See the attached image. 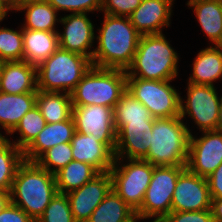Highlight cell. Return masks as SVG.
Here are the masks:
<instances>
[{"label":"cell","instance_id":"1","mask_svg":"<svg viewBox=\"0 0 222 222\" xmlns=\"http://www.w3.org/2000/svg\"><path fill=\"white\" fill-rule=\"evenodd\" d=\"M102 23V28L97 29L98 36H95L98 46L94 49L92 66L126 71L142 35L126 16L104 14Z\"/></svg>","mask_w":222,"mask_h":222},{"label":"cell","instance_id":"2","mask_svg":"<svg viewBox=\"0 0 222 222\" xmlns=\"http://www.w3.org/2000/svg\"><path fill=\"white\" fill-rule=\"evenodd\" d=\"M58 193L55 176L36 162L23 161L17 168L10 191L11 203L35 222Z\"/></svg>","mask_w":222,"mask_h":222},{"label":"cell","instance_id":"3","mask_svg":"<svg viewBox=\"0 0 222 222\" xmlns=\"http://www.w3.org/2000/svg\"><path fill=\"white\" fill-rule=\"evenodd\" d=\"M178 53L165 34L142 35L127 78L144 80H174L178 76Z\"/></svg>","mask_w":222,"mask_h":222},{"label":"cell","instance_id":"4","mask_svg":"<svg viewBox=\"0 0 222 222\" xmlns=\"http://www.w3.org/2000/svg\"><path fill=\"white\" fill-rule=\"evenodd\" d=\"M190 131L180 116L154 118L150 147L144 160L155 166H186Z\"/></svg>","mask_w":222,"mask_h":222},{"label":"cell","instance_id":"5","mask_svg":"<svg viewBox=\"0 0 222 222\" xmlns=\"http://www.w3.org/2000/svg\"><path fill=\"white\" fill-rule=\"evenodd\" d=\"M126 90L125 70L91 66L71 92L72 106L102 105L114 109Z\"/></svg>","mask_w":222,"mask_h":222},{"label":"cell","instance_id":"6","mask_svg":"<svg viewBox=\"0 0 222 222\" xmlns=\"http://www.w3.org/2000/svg\"><path fill=\"white\" fill-rule=\"evenodd\" d=\"M91 66L88 57L58 48L36 67L37 89L71 94Z\"/></svg>","mask_w":222,"mask_h":222},{"label":"cell","instance_id":"7","mask_svg":"<svg viewBox=\"0 0 222 222\" xmlns=\"http://www.w3.org/2000/svg\"><path fill=\"white\" fill-rule=\"evenodd\" d=\"M123 161V158H115L109 170L112 188L131 209L137 212L143 204L155 165L144 159H126L127 164L121 163Z\"/></svg>","mask_w":222,"mask_h":222},{"label":"cell","instance_id":"8","mask_svg":"<svg viewBox=\"0 0 222 222\" xmlns=\"http://www.w3.org/2000/svg\"><path fill=\"white\" fill-rule=\"evenodd\" d=\"M186 166H155L137 220L155 218L160 222L171 212V202L179 175Z\"/></svg>","mask_w":222,"mask_h":222},{"label":"cell","instance_id":"9","mask_svg":"<svg viewBox=\"0 0 222 222\" xmlns=\"http://www.w3.org/2000/svg\"><path fill=\"white\" fill-rule=\"evenodd\" d=\"M173 80H144L127 78V90L140 101L153 118L180 116V97Z\"/></svg>","mask_w":222,"mask_h":222},{"label":"cell","instance_id":"10","mask_svg":"<svg viewBox=\"0 0 222 222\" xmlns=\"http://www.w3.org/2000/svg\"><path fill=\"white\" fill-rule=\"evenodd\" d=\"M187 99L180 97V117L189 115L199 131L216 130L222 96L215 86L187 83Z\"/></svg>","mask_w":222,"mask_h":222},{"label":"cell","instance_id":"11","mask_svg":"<svg viewBox=\"0 0 222 222\" xmlns=\"http://www.w3.org/2000/svg\"><path fill=\"white\" fill-rule=\"evenodd\" d=\"M72 117L75 131L101 138V142L115 151L114 109L102 105L73 106Z\"/></svg>","mask_w":222,"mask_h":222},{"label":"cell","instance_id":"12","mask_svg":"<svg viewBox=\"0 0 222 222\" xmlns=\"http://www.w3.org/2000/svg\"><path fill=\"white\" fill-rule=\"evenodd\" d=\"M202 135H190L186 168L207 178L222 163V132L202 131Z\"/></svg>","mask_w":222,"mask_h":222},{"label":"cell","instance_id":"13","mask_svg":"<svg viewBox=\"0 0 222 222\" xmlns=\"http://www.w3.org/2000/svg\"><path fill=\"white\" fill-rule=\"evenodd\" d=\"M211 202L207 178L194 174L186 168L177 179L171 211L211 210Z\"/></svg>","mask_w":222,"mask_h":222},{"label":"cell","instance_id":"14","mask_svg":"<svg viewBox=\"0 0 222 222\" xmlns=\"http://www.w3.org/2000/svg\"><path fill=\"white\" fill-rule=\"evenodd\" d=\"M64 31L58 33L59 48L88 57L92 61L95 39L94 25L87 13H71L59 18ZM90 50V51H89Z\"/></svg>","mask_w":222,"mask_h":222},{"label":"cell","instance_id":"15","mask_svg":"<svg viewBox=\"0 0 222 222\" xmlns=\"http://www.w3.org/2000/svg\"><path fill=\"white\" fill-rule=\"evenodd\" d=\"M112 189L110 172H100L80 188L67 193L75 222H87Z\"/></svg>","mask_w":222,"mask_h":222},{"label":"cell","instance_id":"16","mask_svg":"<svg viewBox=\"0 0 222 222\" xmlns=\"http://www.w3.org/2000/svg\"><path fill=\"white\" fill-rule=\"evenodd\" d=\"M154 121L127 123L116 133L115 158L144 159L149 151Z\"/></svg>","mask_w":222,"mask_h":222},{"label":"cell","instance_id":"17","mask_svg":"<svg viewBox=\"0 0 222 222\" xmlns=\"http://www.w3.org/2000/svg\"><path fill=\"white\" fill-rule=\"evenodd\" d=\"M174 0H142L128 17L141 35L161 34L169 27Z\"/></svg>","mask_w":222,"mask_h":222},{"label":"cell","instance_id":"18","mask_svg":"<svg viewBox=\"0 0 222 222\" xmlns=\"http://www.w3.org/2000/svg\"><path fill=\"white\" fill-rule=\"evenodd\" d=\"M73 160L92 165L99 173L108 172L115 161L114 151L101 138L75 131L71 140Z\"/></svg>","mask_w":222,"mask_h":222},{"label":"cell","instance_id":"19","mask_svg":"<svg viewBox=\"0 0 222 222\" xmlns=\"http://www.w3.org/2000/svg\"><path fill=\"white\" fill-rule=\"evenodd\" d=\"M37 68L28 62H0V92L24 94L37 92Z\"/></svg>","mask_w":222,"mask_h":222},{"label":"cell","instance_id":"20","mask_svg":"<svg viewBox=\"0 0 222 222\" xmlns=\"http://www.w3.org/2000/svg\"><path fill=\"white\" fill-rule=\"evenodd\" d=\"M74 132L73 117L59 123H46L44 129L23 151L24 160L35 162L48 149L58 144L71 142Z\"/></svg>","mask_w":222,"mask_h":222},{"label":"cell","instance_id":"21","mask_svg":"<svg viewBox=\"0 0 222 222\" xmlns=\"http://www.w3.org/2000/svg\"><path fill=\"white\" fill-rule=\"evenodd\" d=\"M58 31H37L22 28L23 60L38 66L58 48Z\"/></svg>","mask_w":222,"mask_h":222},{"label":"cell","instance_id":"22","mask_svg":"<svg viewBox=\"0 0 222 222\" xmlns=\"http://www.w3.org/2000/svg\"><path fill=\"white\" fill-rule=\"evenodd\" d=\"M202 31L214 46H222V0H190Z\"/></svg>","mask_w":222,"mask_h":222},{"label":"cell","instance_id":"23","mask_svg":"<svg viewBox=\"0 0 222 222\" xmlns=\"http://www.w3.org/2000/svg\"><path fill=\"white\" fill-rule=\"evenodd\" d=\"M193 62V73L189 83L214 86L222 79V46H212L200 50Z\"/></svg>","mask_w":222,"mask_h":222},{"label":"cell","instance_id":"24","mask_svg":"<svg viewBox=\"0 0 222 222\" xmlns=\"http://www.w3.org/2000/svg\"><path fill=\"white\" fill-rule=\"evenodd\" d=\"M37 92L6 94L0 92V127L9 135L22 117L36 106Z\"/></svg>","mask_w":222,"mask_h":222},{"label":"cell","instance_id":"25","mask_svg":"<svg viewBox=\"0 0 222 222\" xmlns=\"http://www.w3.org/2000/svg\"><path fill=\"white\" fill-rule=\"evenodd\" d=\"M36 106L46 123H59L72 117V99L71 94L68 93L38 90Z\"/></svg>","mask_w":222,"mask_h":222},{"label":"cell","instance_id":"26","mask_svg":"<svg viewBox=\"0 0 222 222\" xmlns=\"http://www.w3.org/2000/svg\"><path fill=\"white\" fill-rule=\"evenodd\" d=\"M136 212L113 190L96 207L87 222H136Z\"/></svg>","mask_w":222,"mask_h":222},{"label":"cell","instance_id":"27","mask_svg":"<svg viewBox=\"0 0 222 222\" xmlns=\"http://www.w3.org/2000/svg\"><path fill=\"white\" fill-rule=\"evenodd\" d=\"M98 174L99 172L92 165L73 160L54 174L57 191L65 194L72 192Z\"/></svg>","mask_w":222,"mask_h":222},{"label":"cell","instance_id":"28","mask_svg":"<svg viewBox=\"0 0 222 222\" xmlns=\"http://www.w3.org/2000/svg\"><path fill=\"white\" fill-rule=\"evenodd\" d=\"M25 11V23L22 28L37 31H57L59 23L57 10L45 1L26 2L18 11Z\"/></svg>","mask_w":222,"mask_h":222},{"label":"cell","instance_id":"29","mask_svg":"<svg viewBox=\"0 0 222 222\" xmlns=\"http://www.w3.org/2000/svg\"><path fill=\"white\" fill-rule=\"evenodd\" d=\"M144 121H154V118L150 114V111L126 90L114 108L116 133L127 123Z\"/></svg>","mask_w":222,"mask_h":222},{"label":"cell","instance_id":"30","mask_svg":"<svg viewBox=\"0 0 222 222\" xmlns=\"http://www.w3.org/2000/svg\"><path fill=\"white\" fill-rule=\"evenodd\" d=\"M23 161V151L6 136H0V190L11 191L16 170Z\"/></svg>","mask_w":222,"mask_h":222},{"label":"cell","instance_id":"31","mask_svg":"<svg viewBox=\"0 0 222 222\" xmlns=\"http://www.w3.org/2000/svg\"><path fill=\"white\" fill-rule=\"evenodd\" d=\"M46 125L45 119L42 116L37 106L29 110L20 120L15 129L9 134L19 132V139L12 141V143L22 151H24L44 129Z\"/></svg>","mask_w":222,"mask_h":222},{"label":"cell","instance_id":"32","mask_svg":"<svg viewBox=\"0 0 222 222\" xmlns=\"http://www.w3.org/2000/svg\"><path fill=\"white\" fill-rule=\"evenodd\" d=\"M22 28L13 30L0 27V62L23 60Z\"/></svg>","mask_w":222,"mask_h":222},{"label":"cell","instance_id":"33","mask_svg":"<svg viewBox=\"0 0 222 222\" xmlns=\"http://www.w3.org/2000/svg\"><path fill=\"white\" fill-rule=\"evenodd\" d=\"M71 161H73L72 148L71 143L68 142L58 144L48 149L35 162L41 168L55 174L60 169L67 166Z\"/></svg>","mask_w":222,"mask_h":222},{"label":"cell","instance_id":"34","mask_svg":"<svg viewBox=\"0 0 222 222\" xmlns=\"http://www.w3.org/2000/svg\"><path fill=\"white\" fill-rule=\"evenodd\" d=\"M36 222H75L65 193H57Z\"/></svg>","mask_w":222,"mask_h":222},{"label":"cell","instance_id":"35","mask_svg":"<svg viewBox=\"0 0 222 222\" xmlns=\"http://www.w3.org/2000/svg\"><path fill=\"white\" fill-rule=\"evenodd\" d=\"M57 12L60 10L71 13H90L100 11L102 0H46Z\"/></svg>","mask_w":222,"mask_h":222},{"label":"cell","instance_id":"36","mask_svg":"<svg viewBox=\"0 0 222 222\" xmlns=\"http://www.w3.org/2000/svg\"><path fill=\"white\" fill-rule=\"evenodd\" d=\"M142 0H102L104 14L128 17L141 4Z\"/></svg>","mask_w":222,"mask_h":222},{"label":"cell","instance_id":"37","mask_svg":"<svg viewBox=\"0 0 222 222\" xmlns=\"http://www.w3.org/2000/svg\"><path fill=\"white\" fill-rule=\"evenodd\" d=\"M160 222H214L211 210L171 211Z\"/></svg>","mask_w":222,"mask_h":222},{"label":"cell","instance_id":"38","mask_svg":"<svg viewBox=\"0 0 222 222\" xmlns=\"http://www.w3.org/2000/svg\"><path fill=\"white\" fill-rule=\"evenodd\" d=\"M0 222H35L24 210L9 203L0 212Z\"/></svg>","mask_w":222,"mask_h":222},{"label":"cell","instance_id":"39","mask_svg":"<svg viewBox=\"0 0 222 222\" xmlns=\"http://www.w3.org/2000/svg\"><path fill=\"white\" fill-rule=\"evenodd\" d=\"M212 199H222V163L207 177Z\"/></svg>","mask_w":222,"mask_h":222},{"label":"cell","instance_id":"40","mask_svg":"<svg viewBox=\"0 0 222 222\" xmlns=\"http://www.w3.org/2000/svg\"><path fill=\"white\" fill-rule=\"evenodd\" d=\"M211 212L214 222H222V199H212Z\"/></svg>","mask_w":222,"mask_h":222},{"label":"cell","instance_id":"41","mask_svg":"<svg viewBox=\"0 0 222 222\" xmlns=\"http://www.w3.org/2000/svg\"><path fill=\"white\" fill-rule=\"evenodd\" d=\"M1 4L7 9V11H18L23 5L24 0H0Z\"/></svg>","mask_w":222,"mask_h":222},{"label":"cell","instance_id":"42","mask_svg":"<svg viewBox=\"0 0 222 222\" xmlns=\"http://www.w3.org/2000/svg\"><path fill=\"white\" fill-rule=\"evenodd\" d=\"M11 202L10 192L0 190V212Z\"/></svg>","mask_w":222,"mask_h":222},{"label":"cell","instance_id":"43","mask_svg":"<svg viewBox=\"0 0 222 222\" xmlns=\"http://www.w3.org/2000/svg\"><path fill=\"white\" fill-rule=\"evenodd\" d=\"M216 131L222 132V100H221V105H220V110H219V119H218Z\"/></svg>","mask_w":222,"mask_h":222},{"label":"cell","instance_id":"44","mask_svg":"<svg viewBox=\"0 0 222 222\" xmlns=\"http://www.w3.org/2000/svg\"><path fill=\"white\" fill-rule=\"evenodd\" d=\"M7 13H8L7 9L0 2V22H2L5 19Z\"/></svg>","mask_w":222,"mask_h":222},{"label":"cell","instance_id":"45","mask_svg":"<svg viewBox=\"0 0 222 222\" xmlns=\"http://www.w3.org/2000/svg\"><path fill=\"white\" fill-rule=\"evenodd\" d=\"M30 1H45V0H24V4H25L26 2H30Z\"/></svg>","mask_w":222,"mask_h":222}]
</instances>
